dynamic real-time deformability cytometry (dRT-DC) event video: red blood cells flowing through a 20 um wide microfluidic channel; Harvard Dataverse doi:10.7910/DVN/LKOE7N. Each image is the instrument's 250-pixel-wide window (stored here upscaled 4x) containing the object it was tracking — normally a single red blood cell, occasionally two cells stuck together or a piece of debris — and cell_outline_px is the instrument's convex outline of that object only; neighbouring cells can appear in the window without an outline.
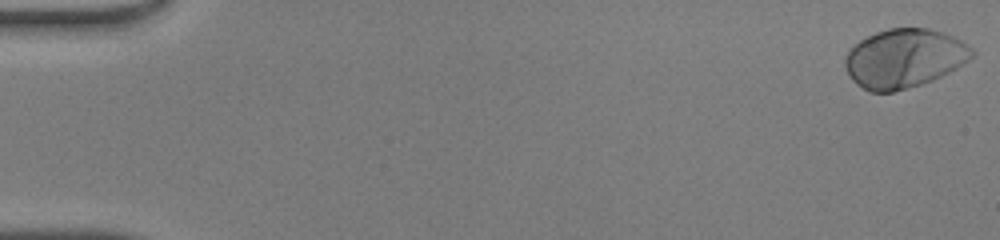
{"species": "human", "species_latin": "Homo sapiens", "temperature_condition": "warm", "stored_images_in_passage": 49, "camera_frame_rate_fps": 3000, "um_per_image_px": 0.085, "donor": {"sex": "male"}, "frame": {"image": 1, "passage_image": 1, "time_ms": 0.0, "image_size_px": [1000, 240], "cell_outline_px": [[976, 56], [956, 68], [932, 80], [908, 88], [892, 92], [872, 92], [856, 84], [848, 76], [844, 64], [844, 60], [848, 52], [860, 40], [876, 32], [888, 28], [928, 28], [944, 32], [968, 44], [976, 52]], "centroid_in_image_um": [76.87, 4.95], "position_along_channel_um": 8.1, "area_um2": 43.58}}
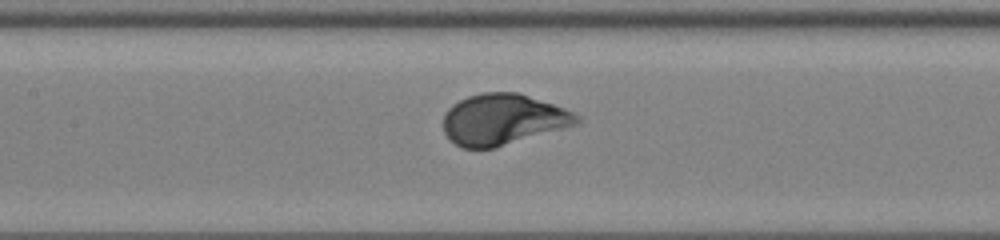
{"frame": {"image": 2, "passage_image": 24, "time_ms": 7.667, "image_size_px": [1000, 240], "cell_outline_px": [[580, 124], [492, 148], [460, 148], [448, 140], [444, 132], [444, 112], [452, 104], [468, 96], [484, 92], [516, 92], [576, 112], [580, 116]], "centroid_in_image_um": [42.73, 10.16], "position_along_channel_um": 164.7, "area_um2": 39.65}}
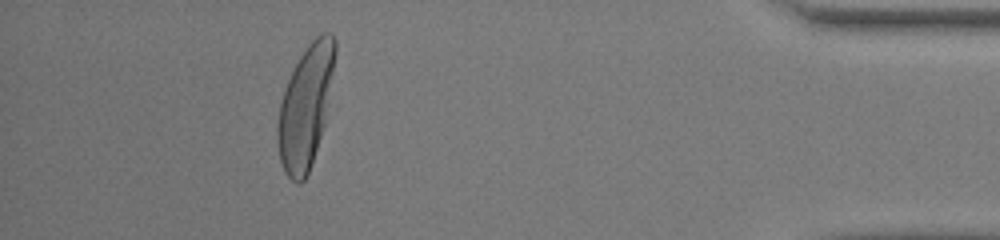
{"frame": {"image": 3, "passage_image": 45, "time_ms": 14.667, "image_size_px": [1000, 240], "cell_outline_px": [[336, 52], [324, 124], [312, 164], [304, 180], [300, 184], [296, 184], [284, 172], [280, 160], [276, 140], [276, 128], [280, 104], [284, 88], [300, 56], [308, 44], [320, 32], [328, 32], [336, 40]], "centroid_in_image_um": [25.95, 9.09], "position_along_channel_um": 409.2, "area_um2": 40.63}}